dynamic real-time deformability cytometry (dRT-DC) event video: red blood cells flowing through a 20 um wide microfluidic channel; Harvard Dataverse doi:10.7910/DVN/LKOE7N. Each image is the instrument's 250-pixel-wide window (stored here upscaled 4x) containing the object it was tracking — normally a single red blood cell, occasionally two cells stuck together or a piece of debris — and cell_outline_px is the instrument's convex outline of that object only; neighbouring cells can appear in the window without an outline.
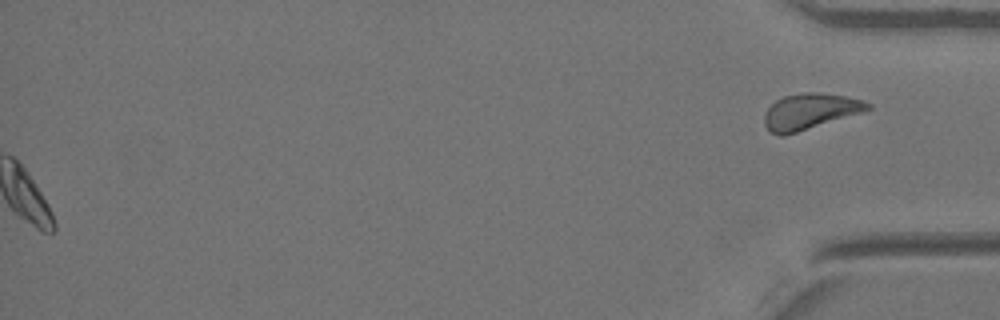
{"species": "Egyptian fruit bat (a non-hibernating species)", "species_latin": "Rousettus aegyptiacus", "temperature_condition": "warm", "stored_images_in_passage": 32, "segment_of_instrument_passage": [2, 2], "camera_frame_rate_fps": 3000, "um_per_image_px": 0.085, "animal": {"sex": "female"}, "frame": {"image": 1, "passage_image": 32, "time_ms": 10.333, "image_size_px": [1000, 320], "cell_outline_px": [[872, 108], [864, 112], [796, 132], [780, 136], [768, 132], [764, 124], [764, 112], [776, 100], [784, 96], [800, 92], [816, 92], [844, 96], [864, 100], [872, 104]], "centroid_in_image_um": [68.84, 9.46], "position_along_channel_um": 366.4, "area_um2": 21.68}}